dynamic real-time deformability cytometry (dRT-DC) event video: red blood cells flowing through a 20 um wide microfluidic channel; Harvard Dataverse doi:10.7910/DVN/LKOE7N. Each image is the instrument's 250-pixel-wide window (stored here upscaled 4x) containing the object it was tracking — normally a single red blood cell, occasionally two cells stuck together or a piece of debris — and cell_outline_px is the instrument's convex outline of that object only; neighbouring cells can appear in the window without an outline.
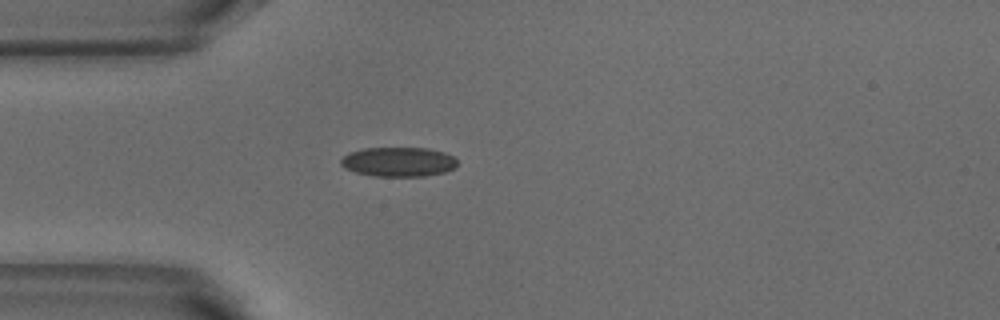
{"species": "common noctule bat (a hibernating species)", "species_latin": "Nyctalus noctula", "temperature_condition": "warm", "stored_images_in_passage": 1, "camera_frame_rate_fps": 3000, "um_per_image_px": 0.085, "animal": {"sex": "male", "body_mass_g": 18.8}, "frame": {"image": 1, "passage_image": 1, "time_ms": 0.0, "image_size_px": [1000, 320], "cell_outline_px": [[456, 168], [444, 172], [424, 176], [372, 176], [356, 172], [344, 168], [340, 164], [340, 160], [348, 152], [364, 148], [428, 148], [444, 152], [452, 156], [456, 160]], "centroid_in_image_um": [33.85, 13.75], "position_along_channel_um": 51.2, "area_um2": 20.06}}